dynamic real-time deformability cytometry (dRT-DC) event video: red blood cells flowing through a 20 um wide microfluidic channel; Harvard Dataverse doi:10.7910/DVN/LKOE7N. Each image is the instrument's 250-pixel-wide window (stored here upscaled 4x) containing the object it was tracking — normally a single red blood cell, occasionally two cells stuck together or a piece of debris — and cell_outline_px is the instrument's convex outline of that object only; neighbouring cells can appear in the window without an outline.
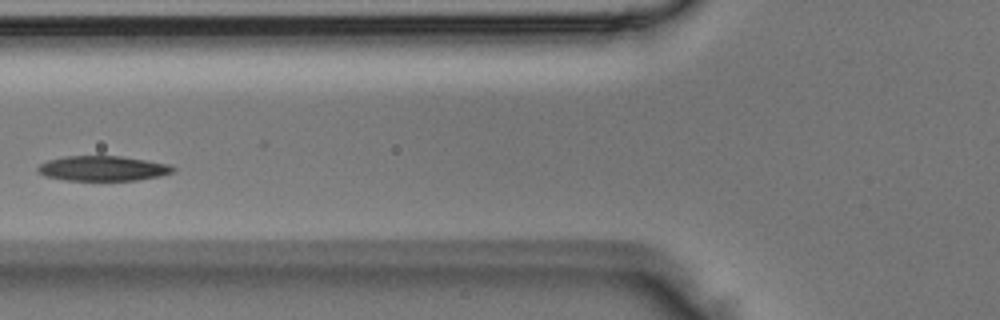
{"species": "Egyptian fruit bat (a non-hibernating species)", "species_latin": "Rousettus aegyptiacus", "temperature_condition": "room temperature", "stored_images_in_passage": 3, "camera_frame_rate_fps": 3000, "um_per_image_px": 0.085, "animal": {"sex": "male"}, "frame": {"image": 1, "passage_image": 3, "time_ms": 0.667, "image_size_px": [1000, 320], "cell_outline_px": [[176, 168], [172, 172], [160, 176], [136, 180], [64, 180], [44, 176], [36, 168], [40, 164], [48, 160], [64, 156], [120, 156], [172, 164]], "centroid_in_image_um": [8.75, 14.31], "position_along_channel_um": 117.0, "area_um2": 19.71}}